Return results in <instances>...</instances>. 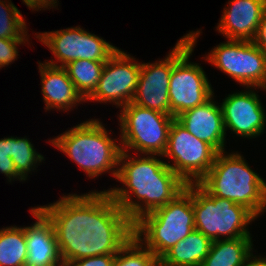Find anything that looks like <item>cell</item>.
<instances>
[{"mask_svg":"<svg viewBox=\"0 0 266 266\" xmlns=\"http://www.w3.org/2000/svg\"><path fill=\"white\" fill-rule=\"evenodd\" d=\"M10 157L17 173L24 180H27L28 174L36 170V165L38 166L45 159L40 153H37L29 139L12 136L10 137Z\"/></svg>","mask_w":266,"mask_h":266,"instance_id":"cell-23","label":"cell"},{"mask_svg":"<svg viewBox=\"0 0 266 266\" xmlns=\"http://www.w3.org/2000/svg\"><path fill=\"white\" fill-rule=\"evenodd\" d=\"M217 151L205 141L193 136L176 118L169 130L164 157L166 164L186 183H199L214 164Z\"/></svg>","mask_w":266,"mask_h":266,"instance_id":"cell-9","label":"cell"},{"mask_svg":"<svg viewBox=\"0 0 266 266\" xmlns=\"http://www.w3.org/2000/svg\"><path fill=\"white\" fill-rule=\"evenodd\" d=\"M199 183L211 195L244 206L257 218L266 211V181L237 151L217 153L214 164Z\"/></svg>","mask_w":266,"mask_h":266,"instance_id":"cell-4","label":"cell"},{"mask_svg":"<svg viewBox=\"0 0 266 266\" xmlns=\"http://www.w3.org/2000/svg\"><path fill=\"white\" fill-rule=\"evenodd\" d=\"M122 151L135 150L140 154L163 157L174 117L132 102L119 114Z\"/></svg>","mask_w":266,"mask_h":266,"instance_id":"cell-7","label":"cell"},{"mask_svg":"<svg viewBox=\"0 0 266 266\" xmlns=\"http://www.w3.org/2000/svg\"><path fill=\"white\" fill-rule=\"evenodd\" d=\"M187 35L180 38L163 60L141 63L132 103L170 115L169 84L173 64L192 46Z\"/></svg>","mask_w":266,"mask_h":266,"instance_id":"cell-12","label":"cell"},{"mask_svg":"<svg viewBox=\"0 0 266 266\" xmlns=\"http://www.w3.org/2000/svg\"><path fill=\"white\" fill-rule=\"evenodd\" d=\"M39 208L54 226L63 263L117 254L133 237V223L107 190L65 195Z\"/></svg>","mask_w":266,"mask_h":266,"instance_id":"cell-1","label":"cell"},{"mask_svg":"<svg viewBox=\"0 0 266 266\" xmlns=\"http://www.w3.org/2000/svg\"><path fill=\"white\" fill-rule=\"evenodd\" d=\"M104 64L105 62L78 59L63 67L85 101L97 88Z\"/></svg>","mask_w":266,"mask_h":266,"instance_id":"cell-21","label":"cell"},{"mask_svg":"<svg viewBox=\"0 0 266 266\" xmlns=\"http://www.w3.org/2000/svg\"><path fill=\"white\" fill-rule=\"evenodd\" d=\"M116 179L125 188L113 187L107 191L133 224L174 200L187 185L156 155L137 153L133 157L127 151H121Z\"/></svg>","mask_w":266,"mask_h":266,"instance_id":"cell-2","label":"cell"},{"mask_svg":"<svg viewBox=\"0 0 266 266\" xmlns=\"http://www.w3.org/2000/svg\"><path fill=\"white\" fill-rule=\"evenodd\" d=\"M239 84L266 91V54L253 41L227 40L204 58Z\"/></svg>","mask_w":266,"mask_h":266,"instance_id":"cell-8","label":"cell"},{"mask_svg":"<svg viewBox=\"0 0 266 266\" xmlns=\"http://www.w3.org/2000/svg\"><path fill=\"white\" fill-rule=\"evenodd\" d=\"M227 4L216 30L228 40L253 41L266 0H230Z\"/></svg>","mask_w":266,"mask_h":266,"instance_id":"cell-16","label":"cell"},{"mask_svg":"<svg viewBox=\"0 0 266 266\" xmlns=\"http://www.w3.org/2000/svg\"><path fill=\"white\" fill-rule=\"evenodd\" d=\"M141 63L118 49L101 72L99 84L86 101L112 103L120 109L132 102L137 90Z\"/></svg>","mask_w":266,"mask_h":266,"instance_id":"cell-13","label":"cell"},{"mask_svg":"<svg viewBox=\"0 0 266 266\" xmlns=\"http://www.w3.org/2000/svg\"><path fill=\"white\" fill-rule=\"evenodd\" d=\"M27 32L20 10L11 0L10 2L0 0V38H29Z\"/></svg>","mask_w":266,"mask_h":266,"instance_id":"cell-25","label":"cell"},{"mask_svg":"<svg viewBox=\"0 0 266 266\" xmlns=\"http://www.w3.org/2000/svg\"><path fill=\"white\" fill-rule=\"evenodd\" d=\"M186 189L192 194L195 230L211 241L251 237L248 225L257 217L249 209L211 195L200 183L187 184Z\"/></svg>","mask_w":266,"mask_h":266,"instance_id":"cell-6","label":"cell"},{"mask_svg":"<svg viewBox=\"0 0 266 266\" xmlns=\"http://www.w3.org/2000/svg\"><path fill=\"white\" fill-rule=\"evenodd\" d=\"M252 237L212 241L201 266H246L253 254Z\"/></svg>","mask_w":266,"mask_h":266,"instance_id":"cell-20","label":"cell"},{"mask_svg":"<svg viewBox=\"0 0 266 266\" xmlns=\"http://www.w3.org/2000/svg\"><path fill=\"white\" fill-rule=\"evenodd\" d=\"M98 119H90L70 128L56 138L49 140L52 146L65 153L89 178L111 172L116 179L121 144ZM109 170V171H108Z\"/></svg>","mask_w":266,"mask_h":266,"instance_id":"cell-3","label":"cell"},{"mask_svg":"<svg viewBox=\"0 0 266 266\" xmlns=\"http://www.w3.org/2000/svg\"><path fill=\"white\" fill-rule=\"evenodd\" d=\"M214 95L204 104L188 109L176 119L196 138L210 144L218 153L225 151L223 114Z\"/></svg>","mask_w":266,"mask_h":266,"instance_id":"cell-15","label":"cell"},{"mask_svg":"<svg viewBox=\"0 0 266 266\" xmlns=\"http://www.w3.org/2000/svg\"><path fill=\"white\" fill-rule=\"evenodd\" d=\"M156 266H167V265L163 264V263L159 260V262L157 263Z\"/></svg>","mask_w":266,"mask_h":266,"instance_id":"cell-32","label":"cell"},{"mask_svg":"<svg viewBox=\"0 0 266 266\" xmlns=\"http://www.w3.org/2000/svg\"><path fill=\"white\" fill-rule=\"evenodd\" d=\"M43 101L46 111L52 109L67 112L85 102L63 67L39 62Z\"/></svg>","mask_w":266,"mask_h":266,"instance_id":"cell-18","label":"cell"},{"mask_svg":"<svg viewBox=\"0 0 266 266\" xmlns=\"http://www.w3.org/2000/svg\"><path fill=\"white\" fill-rule=\"evenodd\" d=\"M255 89L246 87L247 91L229 94L220 103L225 131L244 138H256L264 132L266 113Z\"/></svg>","mask_w":266,"mask_h":266,"instance_id":"cell-14","label":"cell"},{"mask_svg":"<svg viewBox=\"0 0 266 266\" xmlns=\"http://www.w3.org/2000/svg\"><path fill=\"white\" fill-rule=\"evenodd\" d=\"M23 3L28 7V9H32V11L36 10L38 11L43 8V10L46 9H51V8H56L57 6V0H22ZM49 7V8H48Z\"/></svg>","mask_w":266,"mask_h":266,"instance_id":"cell-30","label":"cell"},{"mask_svg":"<svg viewBox=\"0 0 266 266\" xmlns=\"http://www.w3.org/2000/svg\"><path fill=\"white\" fill-rule=\"evenodd\" d=\"M211 243L202 232L194 230L159 260L167 266H201L209 253Z\"/></svg>","mask_w":266,"mask_h":266,"instance_id":"cell-19","label":"cell"},{"mask_svg":"<svg viewBox=\"0 0 266 266\" xmlns=\"http://www.w3.org/2000/svg\"><path fill=\"white\" fill-rule=\"evenodd\" d=\"M253 42L262 52L266 54V8L263 12L256 36Z\"/></svg>","mask_w":266,"mask_h":266,"instance_id":"cell-29","label":"cell"},{"mask_svg":"<svg viewBox=\"0 0 266 266\" xmlns=\"http://www.w3.org/2000/svg\"><path fill=\"white\" fill-rule=\"evenodd\" d=\"M28 40L29 38H0V69L17 60V47Z\"/></svg>","mask_w":266,"mask_h":266,"instance_id":"cell-27","label":"cell"},{"mask_svg":"<svg viewBox=\"0 0 266 266\" xmlns=\"http://www.w3.org/2000/svg\"><path fill=\"white\" fill-rule=\"evenodd\" d=\"M194 230L192 194L187 189L133 224V235L158 259Z\"/></svg>","mask_w":266,"mask_h":266,"instance_id":"cell-5","label":"cell"},{"mask_svg":"<svg viewBox=\"0 0 266 266\" xmlns=\"http://www.w3.org/2000/svg\"><path fill=\"white\" fill-rule=\"evenodd\" d=\"M30 213L36 221L33 225L24 227L28 252L26 263L63 266L52 222L39 206L31 208Z\"/></svg>","mask_w":266,"mask_h":266,"instance_id":"cell-17","label":"cell"},{"mask_svg":"<svg viewBox=\"0 0 266 266\" xmlns=\"http://www.w3.org/2000/svg\"><path fill=\"white\" fill-rule=\"evenodd\" d=\"M27 254L24 227L0 229V266H23Z\"/></svg>","mask_w":266,"mask_h":266,"instance_id":"cell-22","label":"cell"},{"mask_svg":"<svg viewBox=\"0 0 266 266\" xmlns=\"http://www.w3.org/2000/svg\"><path fill=\"white\" fill-rule=\"evenodd\" d=\"M246 266H266V258L252 254Z\"/></svg>","mask_w":266,"mask_h":266,"instance_id":"cell-31","label":"cell"},{"mask_svg":"<svg viewBox=\"0 0 266 266\" xmlns=\"http://www.w3.org/2000/svg\"><path fill=\"white\" fill-rule=\"evenodd\" d=\"M159 259L134 235L118 251L112 266H156Z\"/></svg>","mask_w":266,"mask_h":266,"instance_id":"cell-24","label":"cell"},{"mask_svg":"<svg viewBox=\"0 0 266 266\" xmlns=\"http://www.w3.org/2000/svg\"><path fill=\"white\" fill-rule=\"evenodd\" d=\"M35 36L51 50L57 59H54L55 61L50 59L44 63L56 67H64L78 59L107 62L119 49L101 37L85 31L80 26L36 33ZM58 62L61 64L59 65Z\"/></svg>","mask_w":266,"mask_h":266,"instance_id":"cell-11","label":"cell"},{"mask_svg":"<svg viewBox=\"0 0 266 266\" xmlns=\"http://www.w3.org/2000/svg\"><path fill=\"white\" fill-rule=\"evenodd\" d=\"M200 33L197 30L186 34L193 45L172 66L169 102L170 115L174 118L188 109L204 104L214 95L203 68L198 63L189 62Z\"/></svg>","mask_w":266,"mask_h":266,"instance_id":"cell-10","label":"cell"},{"mask_svg":"<svg viewBox=\"0 0 266 266\" xmlns=\"http://www.w3.org/2000/svg\"><path fill=\"white\" fill-rule=\"evenodd\" d=\"M0 172L11 182L14 179L25 181L16 171L14 162L10 157V137L0 139Z\"/></svg>","mask_w":266,"mask_h":266,"instance_id":"cell-26","label":"cell"},{"mask_svg":"<svg viewBox=\"0 0 266 266\" xmlns=\"http://www.w3.org/2000/svg\"><path fill=\"white\" fill-rule=\"evenodd\" d=\"M116 254H106L67 261L63 266H112Z\"/></svg>","mask_w":266,"mask_h":266,"instance_id":"cell-28","label":"cell"},{"mask_svg":"<svg viewBox=\"0 0 266 266\" xmlns=\"http://www.w3.org/2000/svg\"><path fill=\"white\" fill-rule=\"evenodd\" d=\"M23 266H44V265H31V264L25 263Z\"/></svg>","mask_w":266,"mask_h":266,"instance_id":"cell-33","label":"cell"}]
</instances>
